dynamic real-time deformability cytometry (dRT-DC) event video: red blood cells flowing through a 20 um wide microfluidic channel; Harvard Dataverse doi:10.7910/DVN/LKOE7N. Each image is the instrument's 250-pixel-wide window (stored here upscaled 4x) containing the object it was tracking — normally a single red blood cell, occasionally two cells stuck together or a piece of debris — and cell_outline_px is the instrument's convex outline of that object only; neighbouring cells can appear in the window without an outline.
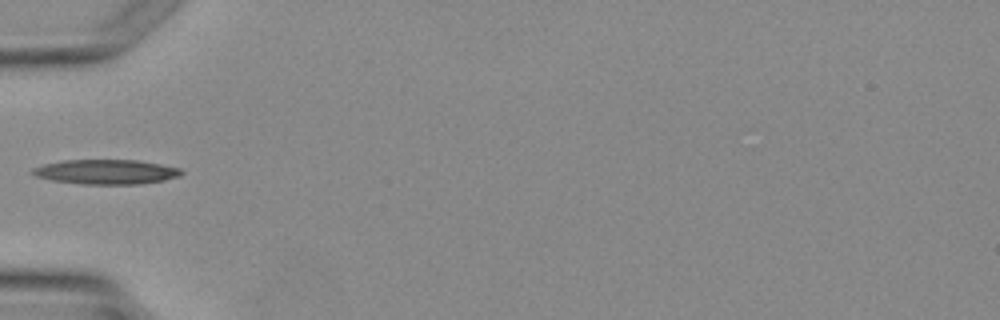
{"species": "Egyptian fruit bat (a non-hibernating species)", "species_latin": "Rousettus aegyptiacus", "temperature_condition": "warm", "stored_images_in_passage": 5, "camera_frame_rate_fps": 3000, "um_per_image_px": 0.085, "animal": {"sex": "female"}, "frame": {"image": 1, "passage_image": 5, "time_ms": 5.0, "image_size_px": [1000, 320], "cell_outline_px": [[184, 172], [180, 176], [164, 180], [140, 184], [80, 184], [52, 180], [36, 176], [28, 172], [32, 168], [44, 164], [64, 160], [136, 160], [160, 164], [180, 168]], "centroid_in_image_um": [9.0, 14.61], "position_along_channel_um": 76.0, "area_um2": 21.44}}